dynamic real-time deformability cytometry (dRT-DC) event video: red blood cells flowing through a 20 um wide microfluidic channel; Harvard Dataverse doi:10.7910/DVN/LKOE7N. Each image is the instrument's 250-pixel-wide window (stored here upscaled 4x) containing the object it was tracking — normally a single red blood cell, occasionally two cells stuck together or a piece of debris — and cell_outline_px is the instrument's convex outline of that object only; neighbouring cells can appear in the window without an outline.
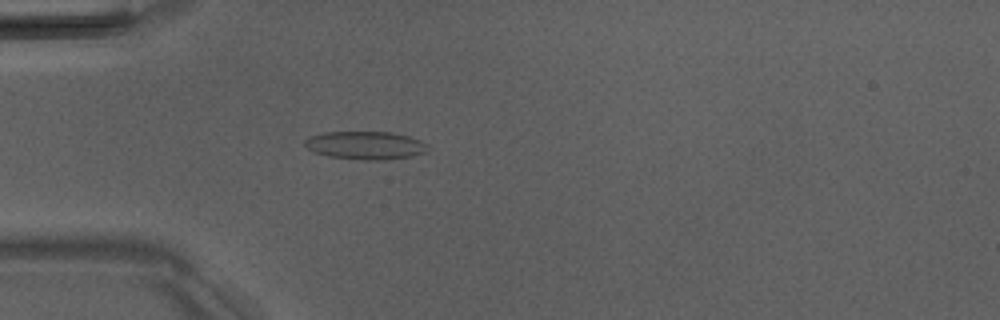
{"species": "Egyptian fruit bat (a non-hibernating species)", "species_latin": "Rousettus aegyptiacus", "temperature_condition": "room temperature", "stored_images_in_passage": 2, "camera_frame_rate_fps": 3000, "um_per_image_px": 0.085, "animal": {"sex": "male"}, "frame": {"image": 1, "passage_image": 2, "time_ms": 1.0, "image_size_px": [1000, 320], "cell_outline_px": [[428, 144], [424, 152], [412, 156], [384, 160], [364, 160], [328, 156], [312, 152], [304, 144], [304, 140], [308, 136], [324, 132], [392, 132], [408, 136], [420, 140]], "centroid_in_image_um": [31.02, 12.35], "position_along_channel_um": 54.0, "area_um2": 20.17}}